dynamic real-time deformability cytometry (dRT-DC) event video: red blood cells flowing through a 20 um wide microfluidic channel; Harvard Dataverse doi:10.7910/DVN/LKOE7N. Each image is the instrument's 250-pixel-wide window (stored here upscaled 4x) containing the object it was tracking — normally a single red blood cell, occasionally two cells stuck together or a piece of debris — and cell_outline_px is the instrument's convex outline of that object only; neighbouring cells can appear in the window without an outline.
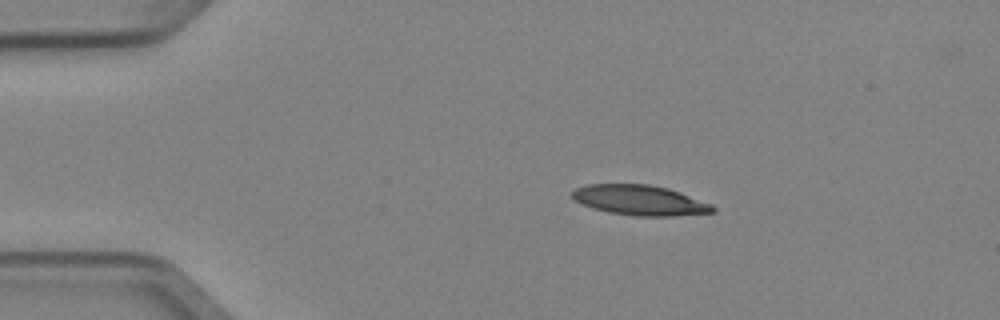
{"species": "Egyptian fruit bat (a non-hibernating species)", "species_latin": "Rousettus aegyptiacus", "temperature_condition": "cold", "stored_images_in_passage": 5, "camera_frame_rate_fps": 3000, "um_per_image_px": 0.085, "animal": {"sex": "female"}, "frame": {"image": 1, "passage_image": 2, "time_ms": 0.333, "image_size_px": [1000, 320], "cell_outline_px": [[716, 212], [672, 216], [636, 216], [608, 212], [592, 208], [572, 200], [568, 192], [576, 188], [588, 184], [648, 184], [668, 188], [680, 192], [712, 204], [716, 208]], "centroid_in_image_um": [54.35, 17.01], "position_along_channel_um": 30.7, "area_um2": 24.97}}
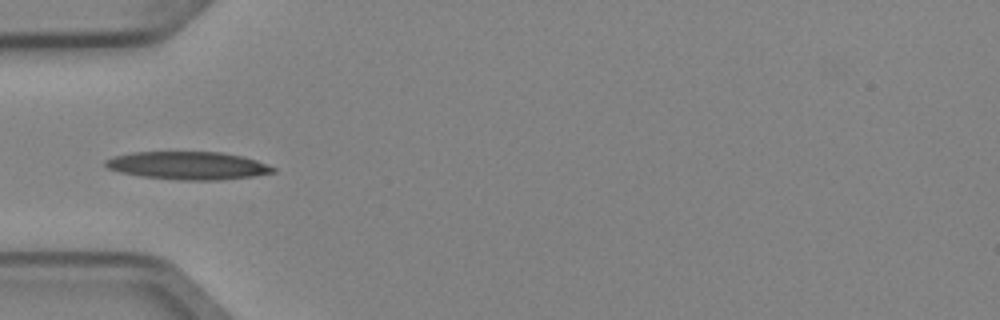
{"frame": {"image": 2, "passage_image": 4, "time_ms": 1.0, "image_size_px": [1000, 320], "cell_outline_px": [[276, 172], [252, 176], [220, 180], [184, 180], [140, 176], [120, 172], [108, 168], [104, 164], [104, 160], [112, 156], [132, 152], [220, 152], [240, 156], [256, 160], [276, 168]], "centroid_in_image_um": [15.95, 14.07], "position_along_channel_um": 69.1, "area_um2": 27.17}}
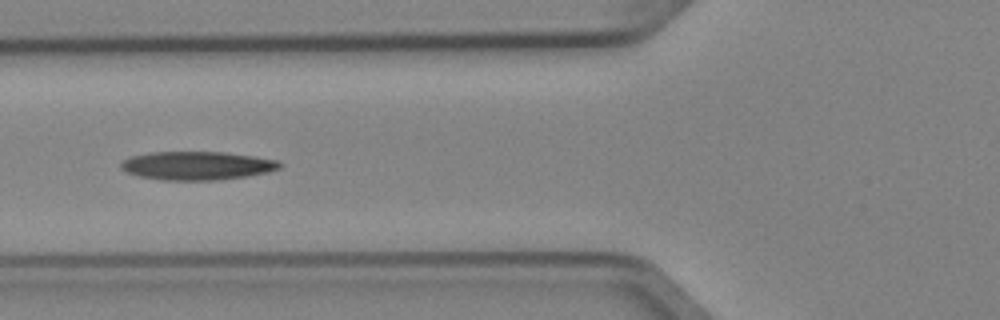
{"frame": {"image": 3, "passage_image": 5, "time_ms": 1.333, "image_size_px": [1000, 320], "cell_outline_px": [[280, 168], [268, 172], [244, 176], [212, 180], [160, 180], [140, 176], [128, 172], [120, 168], [120, 164], [124, 160], [132, 156], [152, 152], [224, 152], [252, 156], [276, 160], [280, 164]], "centroid_in_image_um": [16.71, 14.08], "position_along_channel_um": 109.1, "area_um2": 25.95}}